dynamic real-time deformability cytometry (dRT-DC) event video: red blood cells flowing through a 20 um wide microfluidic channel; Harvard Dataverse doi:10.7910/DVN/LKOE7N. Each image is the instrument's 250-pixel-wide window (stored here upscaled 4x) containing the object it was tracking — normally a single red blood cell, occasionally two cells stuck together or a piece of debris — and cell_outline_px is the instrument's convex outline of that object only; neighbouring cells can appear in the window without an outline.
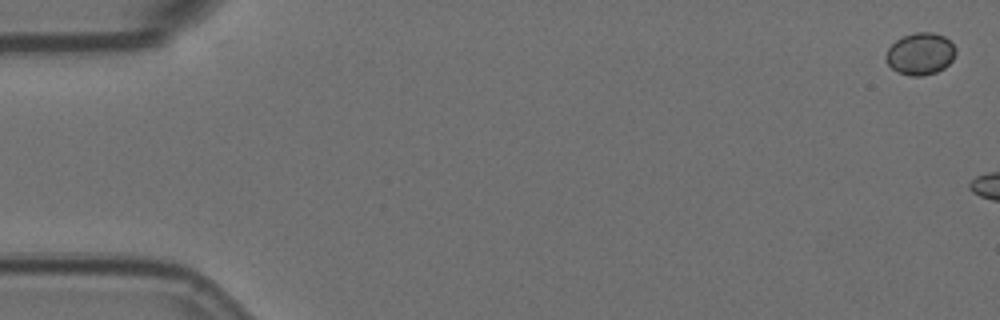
{"species": "Egyptian fruit bat (a non-hibernating species)", "species_latin": "Rousettus aegyptiacus", "temperature_condition": "room temperature", "stored_images_in_passage": 2, "camera_frame_rate_fps": 3000, "um_per_image_px": 0.085, "animal": {"sex": "female"}, "frame": {"image": 1, "passage_image": 1, "time_ms": 0.0, "image_size_px": [1000, 320], "cell_outline_px": [[956, 52], [952, 60], [944, 68], [936, 72], [924, 76], [912, 76], [900, 72], [892, 68], [888, 64], [884, 56], [888, 48], [896, 40], [904, 36], [916, 32], [932, 32], [944, 36], [956, 48]], "centroid_in_image_um": [78.23, 4.57], "position_along_channel_um": 6.8, "area_um2": 16.99}}